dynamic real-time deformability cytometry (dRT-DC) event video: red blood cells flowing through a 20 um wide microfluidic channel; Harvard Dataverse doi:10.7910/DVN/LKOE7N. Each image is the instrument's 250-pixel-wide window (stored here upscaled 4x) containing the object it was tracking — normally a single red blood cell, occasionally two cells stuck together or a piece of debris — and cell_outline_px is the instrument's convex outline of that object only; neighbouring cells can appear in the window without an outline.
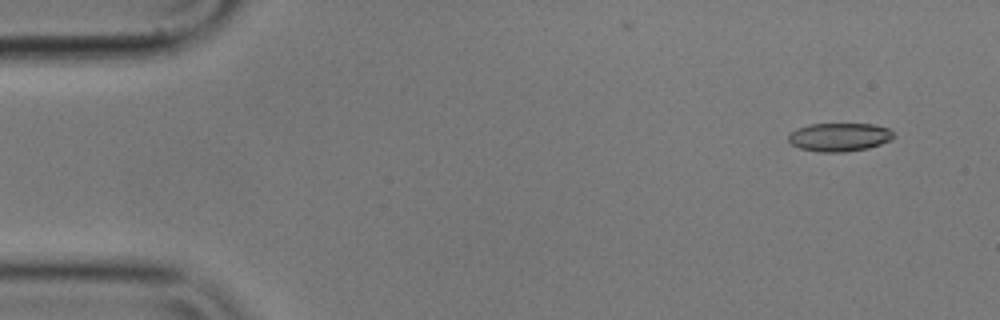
{"species": "common noctule bat (a hibernating species)", "species_latin": "Nyctalus noctula", "temperature_condition": "cold", "stored_images_in_passage": 53, "camera_frame_rate_fps": 3000, "um_per_image_px": 0.085, "animal": {"sex": "male", "body_mass_g": 17.9}, "frame": {"image": 1, "passage_image": 1, "time_ms": 0.0, "image_size_px": [1000, 320], "cell_outline_px": [[896, 136], [892, 140], [868, 148], [844, 152], [816, 152], [800, 148], [792, 144], [788, 140], [788, 132], [796, 128], [808, 124], [872, 124], [888, 128]], "centroid_in_image_um": [71.32, 11.65], "position_along_channel_um": 13.7, "area_um2": 17.63}}
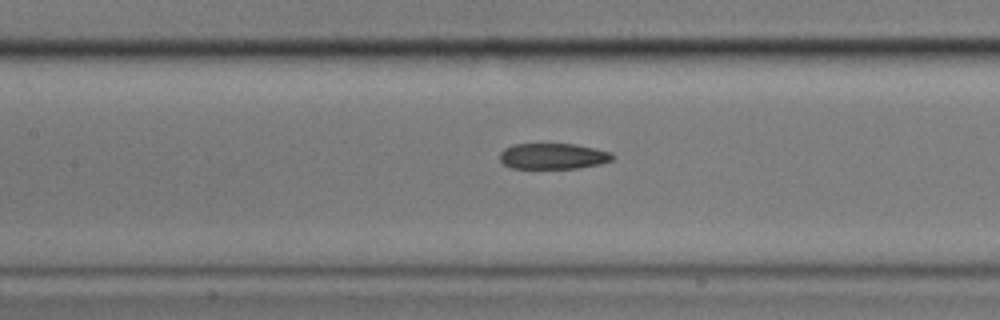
{"frame": {"image": 2, "passage_image": 22, "time_ms": 7.0, "image_size_px": [1000, 320], "cell_outline_px": [[616, 156], [612, 160], [600, 164], [580, 168], [512, 168], [504, 164], [500, 160], [500, 152], [504, 148], [512, 144], [576, 144], [596, 148], [612, 152]], "centroid_in_image_um": [47.04, 13.27], "position_along_channel_um": 160.4, "area_um2": 17.17}}
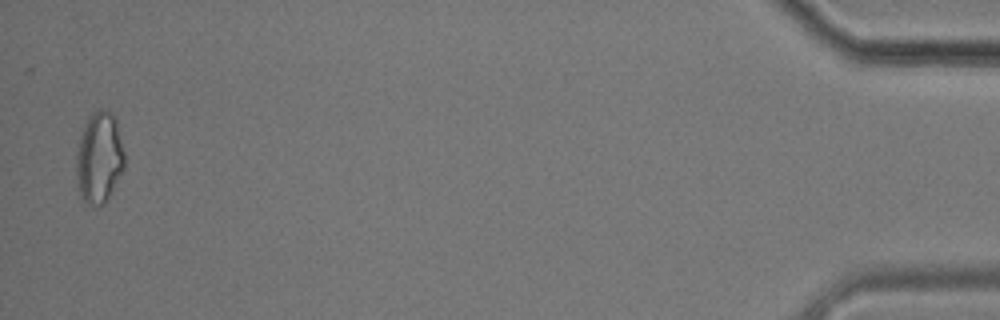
{"frame": {"image": 3, "passage_image": 52, "time_ms": 17.0, "image_size_px": [1000, 320], "cell_outline_px": [[124, 168], [104, 204], [92, 208], [80, 196], [76, 188], [76, 152], [80, 136], [88, 116], [92, 112], [100, 108], [104, 108], [116, 120], [124, 152]], "centroid_in_image_um": [8.4, 13.43], "position_along_channel_um": 426.8, "area_um2": 25.84}, "authors_computed_cell_mechanics": {"area_um2": 18.3226, "velocity_mm_per_s": 3.5638, "shape_relaxation_time_tau1_ms": null, "shape_relaxation_time_tau2_ms": 3.8056, "deformation_change_tau1": null, "deformation_change_tau2": 0.1174}}